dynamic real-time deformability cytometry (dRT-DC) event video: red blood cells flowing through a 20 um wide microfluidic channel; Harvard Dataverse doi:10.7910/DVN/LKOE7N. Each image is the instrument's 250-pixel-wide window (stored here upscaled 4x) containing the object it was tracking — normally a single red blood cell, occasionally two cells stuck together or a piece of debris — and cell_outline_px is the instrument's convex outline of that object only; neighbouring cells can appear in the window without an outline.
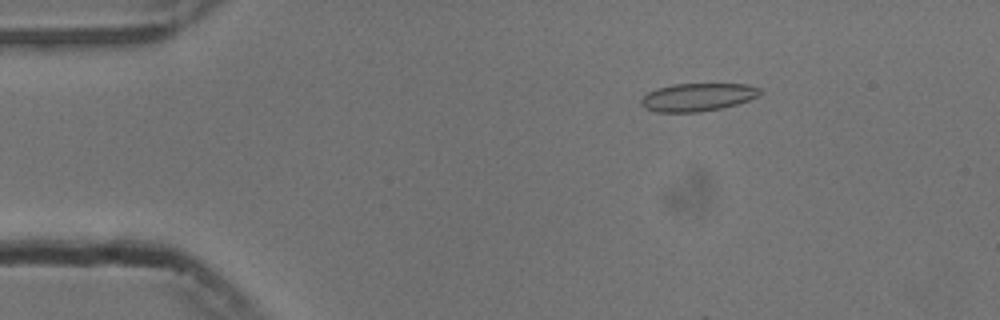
{"species": "common noctule bat (a hibernating species)", "species_latin": "Nyctalus noctula", "temperature_condition": "cold", "stored_images_in_passage": 7, "camera_frame_rate_fps": 3000, "um_per_image_px": 0.085, "animal": {"sex": "male", "body_mass_g": 13.3}, "frame": {"image": 1, "passage_image": 3, "time_ms": 0.667, "image_size_px": [1000, 320], "cell_outline_px": [[764, 92], [760, 96], [736, 104], [720, 108], [700, 112], [656, 112], [644, 108], [640, 104], [640, 100], [648, 92], [656, 88], [672, 84], [748, 84], [760, 88]], "centroid_in_image_um": [59.3, 8.25], "position_along_channel_um": 25.7, "area_um2": 19.54}}